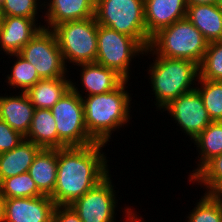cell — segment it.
Returning <instances> with one entry per match:
<instances>
[{"label": "cell", "instance_id": "1", "mask_svg": "<svg viewBox=\"0 0 222 222\" xmlns=\"http://www.w3.org/2000/svg\"><path fill=\"white\" fill-rule=\"evenodd\" d=\"M105 144L95 142L86 146L57 149V180L50 198L57 205H70L85 195L109 173Z\"/></svg>", "mask_w": 222, "mask_h": 222}, {"label": "cell", "instance_id": "2", "mask_svg": "<svg viewBox=\"0 0 222 222\" xmlns=\"http://www.w3.org/2000/svg\"><path fill=\"white\" fill-rule=\"evenodd\" d=\"M127 82L125 80L113 91L82 98L85 126L95 142L106 144L111 131L129 121L131 97L125 91Z\"/></svg>", "mask_w": 222, "mask_h": 222}, {"label": "cell", "instance_id": "3", "mask_svg": "<svg viewBox=\"0 0 222 222\" xmlns=\"http://www.w3.org/2000/svg\"><path fill=\"white\" fill-rule=\"evenodd\" d=\"M207 45L202 33L185 17L154 34L144 52L153 51L157 56L186 59L200 65Z\"/></svg>", "mask_w": 222, "mask_h": 222}, {"label": "cell", "instance_id": "4", "mask_svg": "<svg viewBox=\"0 0 222 222\" xmlns=\"http://www.w3.org/2000/svg\"><path fill=\"white\" fill-rule=\"evenodd\" d=\"M149 68L151 87L160 108H164L180 95L196 89L191 85L196 77V81L199 78V65L192 61L157 56Z\"/></svg>", "mask_w": 222, "mask_h": 222}, {"label": "cell", "instance_id": "5", "mask_svg": "<svg viewBox=\"0 0 222 222\" xmlns=\"http://www.w3.org/2000/svg\"><path fill=\"white\" fill-rule=\"evenodd\" d=\"M97 24L133 37L144 49L149 47L144 0H95Z\"/></svg>", "mask_w": 222, "mask_h": 222}, {"label": "cell", "instance_id": "6", "mask_svg": "<svg viewBox=\"0 0 222 222\" xmlns=\"http://www.w3.org/2000/svg\"><path fill=\"white\" fill-rule=\"evenodd\" d=\"M58 134V149L95 143L85 126L84 105L77 87L71 88L51 108Z\"/></svg>", "mask_w": 222, "mask_h": 222}, {"label": "cell", "instance_id": "7", "mask_svg": "<svg viewBox=\"0 0 222 222\" xmlns=\"http://www.w3.org/2000/svg\"><path fill=\"white\" fill-rule=\"evenodd\" d=\"M97 29L95 17L67 21L55 26L52 31L64 61L73 63H95L97 56Z\"/></svg>", "mask_w": 222, "mask_h": 222}, {"label": "cell", "instance_id": "8", "mask_svg": "<svg viewBox=\"0 0 222 222\" xmlns=\"http://www.w3.org/2000/svg\"><path fill=\"white\" fill-rule=\"evenodd\" d=\"M145 49L133 38L98 24L96 63L115 70L128 80L133 56Z\"/></svg>", "mask_w": 222, "mask_h": 222}, {"label": "cell", "instance_id": "9", "mask_svg": "<svg viewBox=\"0 0 222 222\" xmlns=\"http://www.w3.org/2000/svg\"><path fill=\"white\" fill-rule=\"evenodd\" d=\"M19 54L35 67L41 79L65 77V61L51 29L42 28Z\"/></svg>", "mask_w": 222, "mask_h": 222}, {"label": "cell", "instance_id": "10", "mask_svg": "<svg viewBox=\"0 0 222 222\" xmlns=\"http://www.w3.org/2000/svg\"><path fill=\"white\" fill-rule=\"evenodd\" d=\"M107 175L85 195L70 204L82 222H114L115 190Z\"/></svg>", "mask_w": 222, "mask_h": 222}, {"label": "cell", "instance_id": "11", "mask_svg": "<svg viewBox=\"0 0 222 222\" xmlns=\"http://www.w3.org/2000/svg\"><path fill=\"white\" fill-rule=\"evenodd\" d=\"M197 88L180 95L164 107L193 140L212 122Z\"/></svg>", "mask_w": 222, "mask_h": 222}, {"label": "cell", "instance_id": "12", "mask_svg": "<svg viewBox=\"0 0 222 222\" xmlns=\"http://www.w3.org/2000/svg\"><path fill=\"white\" fill-rule=\"evenodd\" d=\"M55 207L47 195L3 199V222H52Z\"/></svg>", "mask_w": 222, "mask_h": 222}, {"label": "cell", "instance_id": "13", "mask_svg": "<svg viewBox=\"0 0 222 222\" xmlns=\"http://www.w3.org/2000/svg\"><path fill=\"white\" fill-rule=\"evenodd\" d=\"M187 0H144L147 36L186 17Z\"/></svg>", "mask_w": 222, "mask_h": 222}, {"label": "cell", "instance_id": "14", "mask_svg": "<svg viewBox=\"0 0 222 222\" xmlns=\"http://www.w3.org/2000/svg\"><path fill=\"white\" fill-rule=\"evenodd\" d=\"M36 27L35 20L19 16H3L0 21V45L8 55L18 54L44 27Z\"/></svg>", "mask_w": 222, "mask_h": 222}, {"label": "cell", "instance_id": "15", "mask_svg": "<svg viewBox=\"0 0 222 222\" xmlns=\"http://www.w3.org/2000/svg\"><path fill=\"white\" fill-rule=\"evenodd\" d=\"M19 96H0V119L24 137L30 130L34 106L25 92Z\"/></svg>", "mask_w": 222, "mask_h": 222}, {"label": "cell", "instance_id": "16", "mask_svg": "<svg viewBox=\"0 0 222 222\" xmlns=\"http://www.w3.org/2000/svg\"><path fill=\"white\" fill-rule=\"evenodd\" d=\"M186 18L208 43L222 41V8L217 4H188Z\"/></svg>", "mask_w": 222, "mask_h": 222}, {"label": "cell", "instance_id": "17", "mask_svg": "<svg viewBox=\"0 0 222 222\" xmlns=\"http://www.w3.org/2000/svg\"><path fill=\"white\" fill-rule=\"evenodd\" d=\"M48 12L45 14L51 30L64 22L94 17L95 0H50ZM50 26V28H49Z\"/></svg>", "mask_w": 222, "mask_h": 222}, {"label": "cell", "instance_id": "18", "mask_svg": "<svg viewBox=\"0 0 222 222\" xmlns=\"http://www.w3.org/2000/svg\"><path fill=\"white\" fill-rule=\"evenodd\" d=\"M38 190L47 196L53 194L57 180V149L41 148L28 170Z\"/></svg>", "mask_w": 222, "mask_h": 222}, {"label": "cell", "instance_id": "19", "mask_svg": "<svg viewBox=\"0 0 222 222\" xmlns=\"http://www.w3.org/2000/svg\"><path fill=\"white\" fill-rule=\"evenodd\" d=\"M82 67L81 79L88 96L103 94L118 88L125 79L115 70L95 63L78 64Z\"/></svg>", "mask_w": 222, "mask_h": 222}, {"label": "cell", "instance_id": "20", "mask_svg": "<svg viewBox=\"0 0 222 222\" xmlns=\"http://www.w3.org/2000/svg\"><path fill=\"white\" fill-rule=\"evenodd\" d=\"M41 148L32 141H23L14 149L0 153V182L8 177L28 172Z\"/></svg>", "mask_w": 222, "mask_h": 222}, {"label": "cell", "instance_id": "21", "mask_svg": "<svg viewBox=\"0 0 222 222\" xmlns=\"http://www.w3.org/2000/svg\"><path fill=\"white\" fill-rule=\"evenodd\" d=\"M70 88L66 77L41 79L25 93L35 109H51Z\"/></svg>", "mask_w": 222, "mask_h": 222}, {"label": "cell", "instance_id": "22", "mask_svg": "<svg viewBox=\"0 0 222 222\" xmlns=\"http://www.w3.org/2000/svg\"><path fill=\"white\" fill-rule=\"evenodd\" d=\"M56 121L51 109H35L30 130L25 139L32 141L40 148L58 149Z\"/></svg>", "mask_w": 222, "mask_h": 222}, {"label": "cell", "instance_id": "23", "mask_svg": "<svg viewBox=\"0 0 222 222\" xmlns=\"http://www.w3.org/2000/svg\"><path fill=\"white\" fill-rule=\"evenodd\" d=\"M200 150V164L189 179H191L209 160L222 154V121H212L195 139Z\"/></svg>", "mask_w": 222, "mask_h": 222}, {"label": "cell", "instance_id": "24", "mask_svg": "<svg viewBox=\"0 0 222 222\" xmlns=\"http://www.w3.org/2000/svg\"><path fill=\"white\" fill-rule=\"evenodd\" d=\"M0 195L3 199L39 197L43 194L38 190L35 181L28 172L8 177L0 182Z\"/></svg>", "mask_w": 222, "mask_h": 222}, {"label": "cell", "instance_id": "25", "mask_svg": "<svg viewBox=\"0 0 222 222\" xmlns=\"http://www.w3.org/2000/svg\"><path fill=\"white\" fill-rule=\"evenodd\" d=\"M198 88L208 116L212 121H222V81L198 79Z\"/></svg>", "mask_w": 222, "mask_h": 222}, {"label": "cell", "instance_id": "26", "mask_svg": "<svg viewBox=\"0 0 222 222\" xmlns=\"http://www.w3.org/2000/svg\"><path fill=\"white\" fill-rule=\"evenodd\" d=\"M222 81V41L210 42L199 65V78Z\"/></svg>", "mask_w": 222, "mask_h": 222}, {"label": "cell", "instance_id": "27", "mask_svg": "<svg viewBox=\"0 0 222 222\" xmlns=\"http://www.w3.org/2000/svg\"><path fill=\"white\" fill-rule=\"evenodd\" d=\"M15 56L17 61L14 62L11 75L8 77V83L11 86H15L23 92H26L30 87H33L41 78L39 77L35 67L29 63L24 57L19 53L12 54L10 56Z\"/></svg>", "mask_w": 222, "mask_h": 222}, {"label": "cell", "instance_id": "28", "mask_svg": "<svg viewBox=\"0 0 222 222\" xmlns=\"http://www.w3.org/2000/svg\"><path fill=\"white\" fill-rule=\"evenodd\" d=\"M189 215L188 222H222V203L205 193Z\"/></svg>", "mask_w": 222, "mask_h": 222}, {"label": "cell", "instance_id": "29", "mask_svg": "<svg viewBox=\"0 0 222 222\" xmlns=\"http://www.w3.org/2000/svg\"><path fill=\"white\" fill-rule=\"evenodd\" d=\"M222 180V154L209 160L191 179L207 187L209 193Z\"/></svg>", "mask_w": 222, "mask_h": 222}, {"label": "cell", "instance_id": "30", "mask_svg": "<svg viewBox=\"0 0 222 222\" xmlns=\"http://www.w3.org/2000/svg\"><path fill=\"white\" fill-rule=\"evenodd\" d=\"M39 0H2L3 16H19L35 19Z\"/></svg>", "mask_w": 222, "mask_h": 222}, {"label": "cell", "instance_id": "31", "mask_svg": "<svg viewBox=\"0 0 222 222\" xmlns=\"http://www.w3.org/2000/svg\"><path fill=\"white\" fill-rule=\"evenodd\" d=\"M25 139L19 132L13 130L4 120L0 119V153L10 151Z\"/></svg>", "mask_w": 222, "mask_h": 222}, {"label": "cell", "instance_id": "32", "mask_svg": "<svg viewBox=\"0 0 222 222\" xmlns=\"http://www.w3.org/2000/svg\"><path fill=\"white\" fill-rule=\"evenodd\" d=\"M52 222H82L70 205H57L54 209Z\"/></svg>", "mask_w": 222, "mask_h": 222}, {"label": "cell", "instance_id": "33", "mask_svg": "<svg viewBox=\"0 0 222 222\" xmlns=\"http://www.w3.org/2000/svg\"><path fill=\"white\" fill-rule=\"evenodd\" d=\"M209 194L217 201L222 203V180L209 192Z\"/></svg>", "mask_w": 222, "mask_h": 222}, {"label": "cell", "instance_id": "34", "mask_svg": "<svg viewBox=\"0 0 222 222\" xmlns=\"http://www.w3.org/2000/svg\"><path fill=\"white\" fill-rule=\"evenodd\" d=\"M217 0H187V4H216Z\"/></svg>", "mask_w": 222, "mask_h": 222}, {"label": "cell", "instance_id": "35", "mask_svg": "<svg viewBox=\"0 0 222 222\" xmlns=\"http://www.w3.org/2000/svg\"><path fill=\"white\" fill-rule=\"evenodd\" d=\"M125 212L127 213L128 218H129L127 221H129V222H143L142 220H139V218H137V216H135L134 213H132L130 208L129 209L127 208V210H125Z\"/></svg>", "mask_w": 222, "mask_h": 222}, {"label": "cell", "instance_id": "36", "mask_svg": "<svg viewBox=\"0 0 222 222\" xmlns=\"http://www.w3.org/2000/svg\"><path fill=\"white\" fill-rule=\"evenodd\" d=\"M0 222H3V198L0 195Z\"/></svg>", "mask_w": 222, "mask_h": 222}, {"label": "cell", "instance_id": "37", "mask_svg": "<svg viewBox=\"0 0 222 222\" xmlns=\"http://www.w3.org/2000/svg\"><path fill=\"white\" fill-rule=\"evenodd\" d=\"M3 18V14H2V6H1V2H0V21L2 20Z\"/></svg>", "mask_w": 222, "mask_h": 222}, {"label": "cell", "instance_id": "38", "mask_svg": "<svg viewBox=\"0 0 222 222\" xmlns=\"http://www.w3.org/2000/svg\"><path fill=\"white\" fill-rule=\"evenodd\" d=\"M216 4L222 8V0H217Z\"/></svg>", "mask_w": 222, "mask_h": 222}]
</instances>
